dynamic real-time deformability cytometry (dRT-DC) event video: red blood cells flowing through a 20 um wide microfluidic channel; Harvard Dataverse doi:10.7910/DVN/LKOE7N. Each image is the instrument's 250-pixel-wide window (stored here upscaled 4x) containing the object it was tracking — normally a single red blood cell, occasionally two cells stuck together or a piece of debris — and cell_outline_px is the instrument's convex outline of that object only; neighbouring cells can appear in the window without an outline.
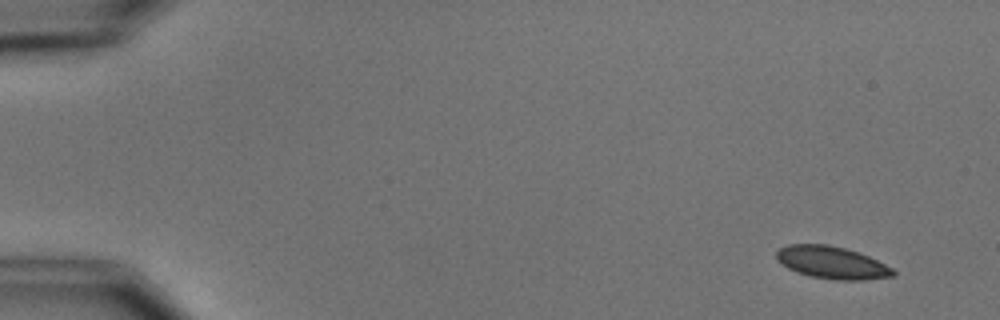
{"species": "common noctule bat (a hibernating species)", "species_latin": "Nyctalus noctula", "temperature_condition": "cold", "stored_images_in_passage": 6, "camera_frame_rate_fps": 3000, "um_per_image_px": 0.085, "animal": {"sex": "male", "body_mass_g": 15.6}, "frame": {"image": 1, "passage_image": 1, "time_ms": 0.0, "image_size_px": [1000, 320], "cell_outline_px": [[896, 276], [864, 280], [836, 280], [812, 276], [796, 272], [788, 268], [776, 256], [776, 252], [780, 248], [788, 244], [828, 244], [844, 248], [868, 256], [892, 268], [896, 272]], "centroid_in_image_um": [70.73, 22.32], "position_along_channel_um": 14.3, "area_um2": 21.79}}
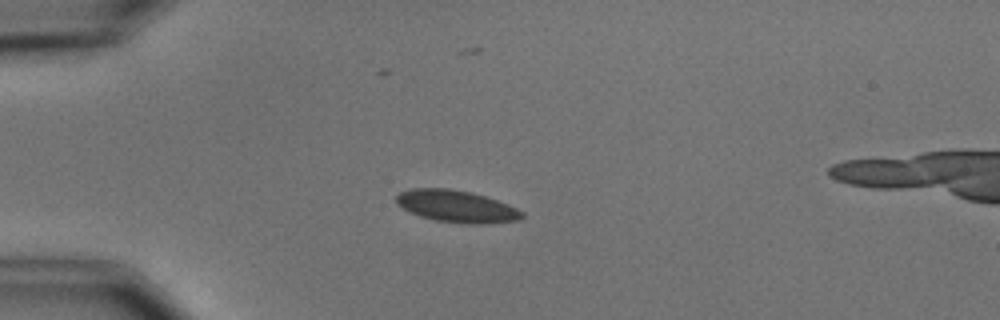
{"frame": {"image": 2, "passage_image": 4, "time_ms": 3.667, "image_size_px": [1000, 320], "cell_outline_px": [[524, 216], [520, 220], [484, 224], [468, 224], [436, 220], [420, 216], [396, 204], [396, 196], [400, 192], [412, 188], [448, 188], [472, 192], [508, 204], [524, 212]], "centroid_in_image_um": [38.83, 17.53], "position_along_channel_um": 46.2, "area_um2": 23.41}}